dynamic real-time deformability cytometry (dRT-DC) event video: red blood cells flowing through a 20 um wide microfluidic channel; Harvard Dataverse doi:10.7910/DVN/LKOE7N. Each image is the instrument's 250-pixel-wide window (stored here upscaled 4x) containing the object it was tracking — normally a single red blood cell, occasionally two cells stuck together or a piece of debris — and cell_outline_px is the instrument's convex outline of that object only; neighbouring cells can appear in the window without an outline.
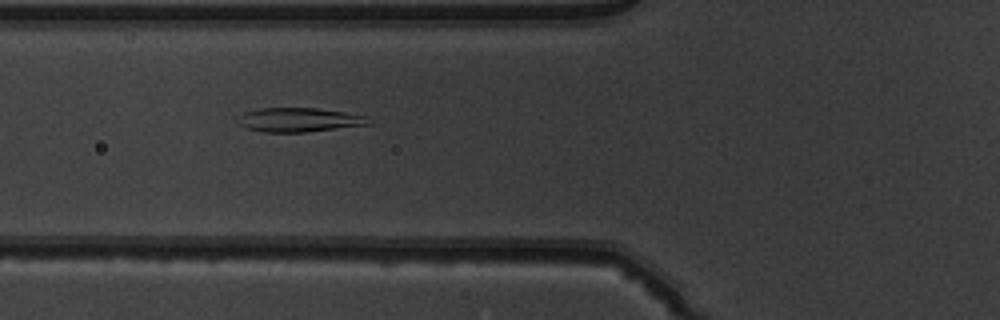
{"species": "common noctule bat (a hibernating species)", "species_latin": "Nyctalus noctula", "temperature_condition": "warm", "stored_images_in_passage": 52, "camera_frame_rate_fps": 3000, "um_per_image_px": 0.085, "animal": {"sex": "male", "body_mass_g": 19.5, "forearm_length_mm": 54.6}, "frame": {"image": 1, "passage_image": 20, "time_ms": 6.333, "image_size_px": [1000, 320], "cell_outline_px": [[372, 124], [304, 132], [264, 132], [248, 128], [240, 124], [236, 116], [244, 112], [260, 108], [316, 108], [368, 116]], "centroid_in_image_um": [25.41, 10.18], "position_along_channel_um": 100.4, "area_um2": 18.26}}
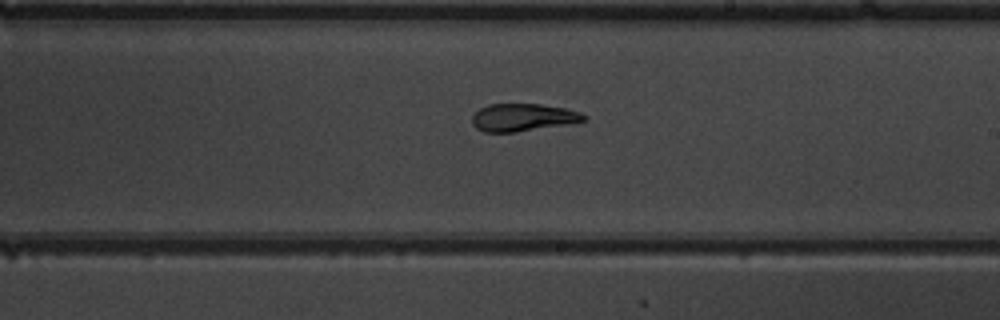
{"frame": {"image": 2, "passage_image": 31, "time_ms": 10.0, "image_size_px": [1000, 320], "cell_outline_px": [[588, 120], [516, 132], [484, 132], [476, 128], [472, 124], [472, 116], [480, 108], [488, 104], [540, 104], [564, 108], [580, 112], [588, 116]], "centroid_in_image_um": [44.43, 9.98], "position_along_channel_um": 244.6, "area_um2": 17.86}}
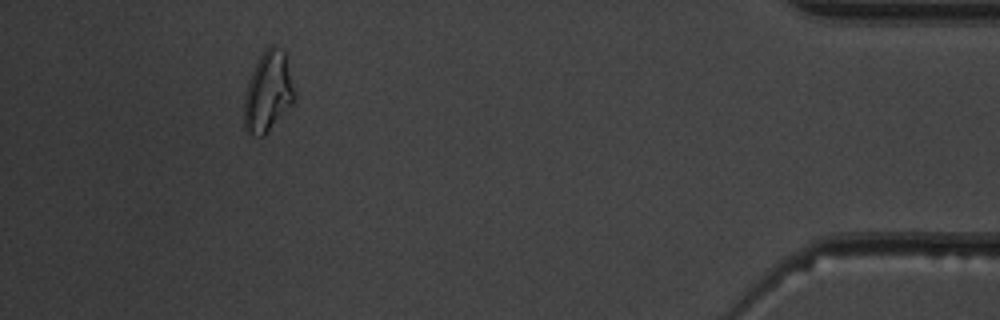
{"frame": {"image": 3, "passage_image": 48, "time_ms": 15.667, "image_size_px": [1000, 320], "cell_outline_px": [[296, 100], [264, 136], [256, 136], [248, 132], [244, 128], [244, 92], [248, 80], [260, 56], [272, 44], [284, 52], [296, 92]], "centroid_in_image_um": [22.79, 7.84], "position_along_channel_um": 412.4, "area_um2": 23.52}, "authors_computed_cell_mechanics": {"area_um2": 19.9121, "velocity_mm_per_s": 3.9292, "shape_relaxation_time_tau1_ms": 6.3594, "shape_relaxation_time_tau2_ms": 2.1721, "deformation_change_tau1": 0.1951, "deformation_change_tau2": 0.0684}}